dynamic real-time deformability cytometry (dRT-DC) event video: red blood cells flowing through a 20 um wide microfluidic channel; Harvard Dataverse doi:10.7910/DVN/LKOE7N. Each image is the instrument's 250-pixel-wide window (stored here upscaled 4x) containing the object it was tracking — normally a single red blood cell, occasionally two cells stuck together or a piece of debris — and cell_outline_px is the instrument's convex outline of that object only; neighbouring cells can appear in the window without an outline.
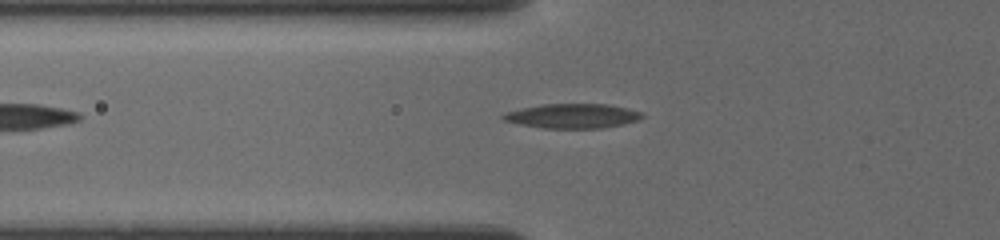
{"species": "common noctule bat (a hibernating species)", "species_latin": "Nyctalus noctula", "temperature_condition": "cold", "stored_images_in_passage": 8, "camera_frame_rate_fps": 3000, "um_per_image_px": 0.085, "animal": {"sex": "female", "body_mass_g": 19.5, "forearm_length_mm": 54.1}, "frame": {"image": 1, "passage_image": 8, "time_ms": 4.0, "image_size_px": [1000, 240], "cell_outline_px": [[644, 116], [636, 120], [624, 124], [600, 128], [544, 128], [520, 124], [504, 120], [500, 116], [508, 112], [540, 104], [608, 104], [640, 112]], "centroid_in_image_um": [48.65, 9.86], "position_along_channel_um": 77.1, "area_um2": 19.48}}